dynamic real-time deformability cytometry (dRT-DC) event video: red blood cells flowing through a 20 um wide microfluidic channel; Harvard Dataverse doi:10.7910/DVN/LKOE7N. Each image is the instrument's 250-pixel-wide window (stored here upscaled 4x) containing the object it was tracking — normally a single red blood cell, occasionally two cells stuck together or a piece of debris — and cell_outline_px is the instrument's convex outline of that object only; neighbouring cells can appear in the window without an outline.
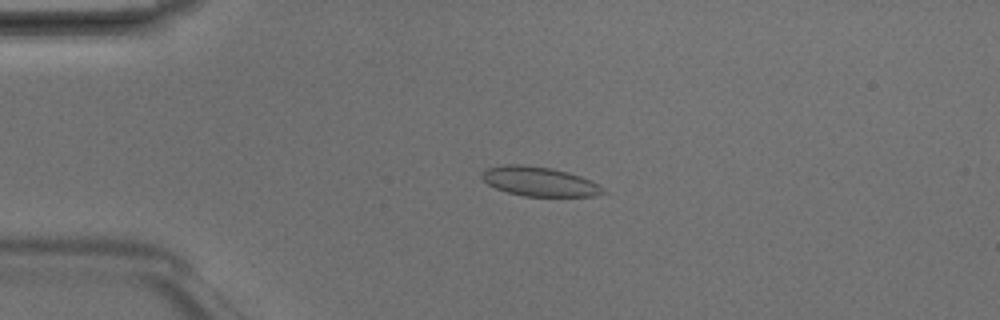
{"species": "Egyptian fruit bat (a non-hibernating species)", "species_latin": "Rousettus aegyptiacus", "temperature_condition": "room temperature", "stored_images_in_passage": 4, "camera_frame_rate_fps": 3000, "um_per_image_px": 0.085, "animal": {"sex": "male"}, "frame": {"image": 1, "passage_image": 3, "time_ms": 0.667, "image_size_px": [1000, 320], "cell_outline_px": [[608, 192], [596, 196], [524, 196], [508, 192], [496, 188], [488, 184], [480, 176], [480, 172], [488, 168], [504, 164], [520, 164], [552, 168], [568, 172], [580, 176], [604, 188]], "centroid_in_image_um": [45.83, 15.42], "position_along_channel_um": 39.2, "area_um2": 20.69}}